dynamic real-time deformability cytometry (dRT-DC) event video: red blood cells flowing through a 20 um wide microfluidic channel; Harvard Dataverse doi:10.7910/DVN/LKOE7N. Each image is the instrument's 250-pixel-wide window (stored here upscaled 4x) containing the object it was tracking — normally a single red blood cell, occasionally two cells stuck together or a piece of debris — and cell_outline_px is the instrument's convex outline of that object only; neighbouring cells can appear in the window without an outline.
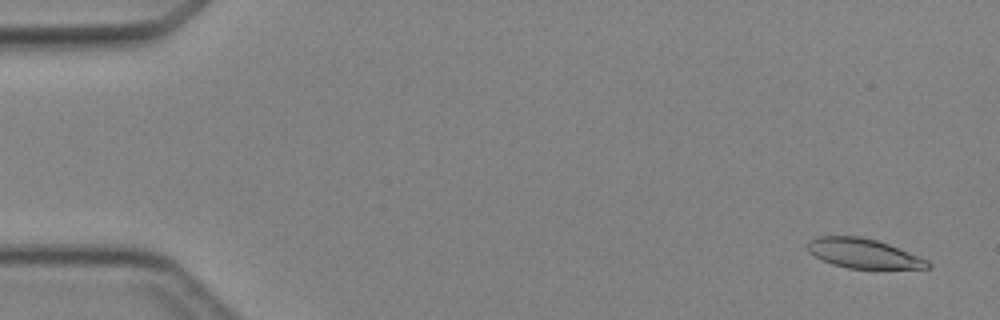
{"species": "Egyptian fruit bat (a non-hibernating species)", "species_latin": "Rousettus aegyptiacus", "temperature_condition": "cold", "stored_images_in_passage": 5, "camera_frame_rate_fps": 3000, "um_per_image_px": 0.085, "animal": {"sex": "female"}, "frame": {"image": 1, "passage_image": 1, "time_ms": 0.0, "image_size_px": [1000, 320], "cell_outline_px": [[932, 268], [848, 268], [832, 264], [808, 252], [808, 240], [816, 236], [860, 236], [876, 240], [888, 244], [928, 260], [932, 264]], "centroid_in_image_um": [73.38, 21.53], "position_along_channel_um": 11.6, "area_um2": 20.46}}
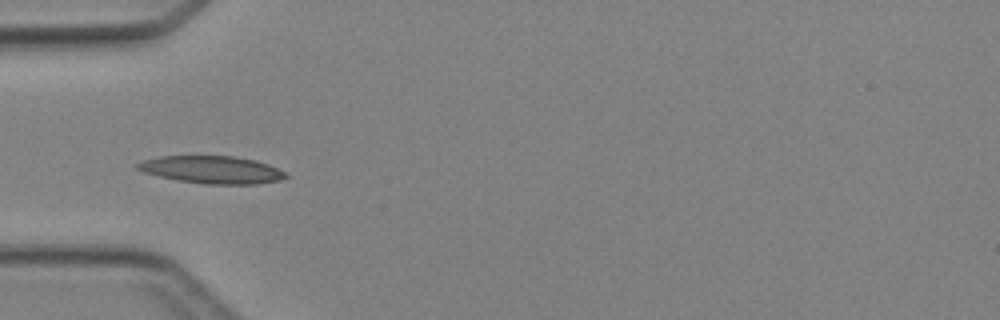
{"frame": {"image": 2, "passage_image": 4, "time_ms": 4.333, "image_size_px": [1000, 320], "cell_outline_px": [[288, 176], [280, 180], [256, 184], [204, 184], [180, 180], [160, 176], [144, 172], [136, 168], [132, 164], [144, 160], [160, 156], [232, 156], [256, 160], [268, 164], [284, 172]], "centroid_in_image_um": [17.99, 14.42], "position_along_channel_um": 67.0, "area_um2": 23.64}}
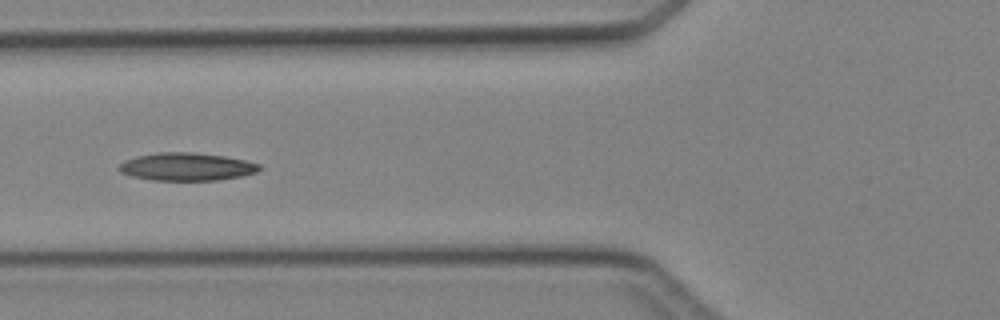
{"frame": {"image": 3, "passage_image": 5, "time_ms": 5.333, "image_size_px": [1000, 320], "cell_outline_px": [[264, 168], [256, 172], [240, 176], [216, 180], [152, 180], [132, 176], [120, 172], [116, 168], [124, 160], [136, 156], [156, 152], [196, 152], [224, 156], [244, 160], [260, 164]], "centroid_in_image_um": [15.84, 14.16], "position_along_channel_um": 110.0, "area_um2": 22.89}}